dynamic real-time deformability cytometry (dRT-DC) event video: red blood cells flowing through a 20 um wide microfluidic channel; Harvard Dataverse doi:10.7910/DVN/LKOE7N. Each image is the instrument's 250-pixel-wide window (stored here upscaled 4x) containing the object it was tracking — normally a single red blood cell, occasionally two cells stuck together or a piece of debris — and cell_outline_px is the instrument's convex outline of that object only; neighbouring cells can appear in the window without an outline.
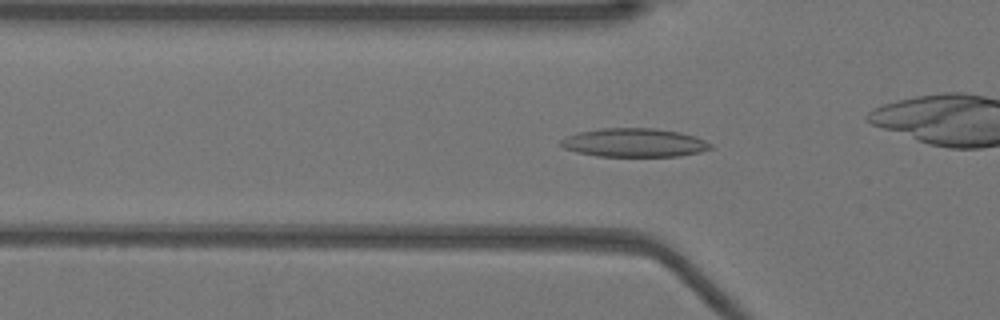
{"species": "Egyptian fruit bat (a non-hibernating species)", "species_latin": "Rousettus aegyptiacus", "temperature_condition": "warm", "stored_images_in_passage": 45, "camera_frame_rate_fps": 3000, "um_per_image_px": 0.085, "animal": {"sex": "female"}, "frame": {"image": 1, "passage_image": 16, "time_ms": 5.0, "image_size_px": [1000, 320], "cell_outline_px": [[712, 148], [700, 152], [680, 156], [596, 156], [576, 152], [564, 148], [560, 144], [560, 140], [568, 136], [580, 132], [600, 128], [656, 128], [680, 132], [696, 136], [712, 144]], "centroid_in_image_um": [53.93, 12.12], "position_along_channel_um": 71.9, "area_um2": 25.03}}
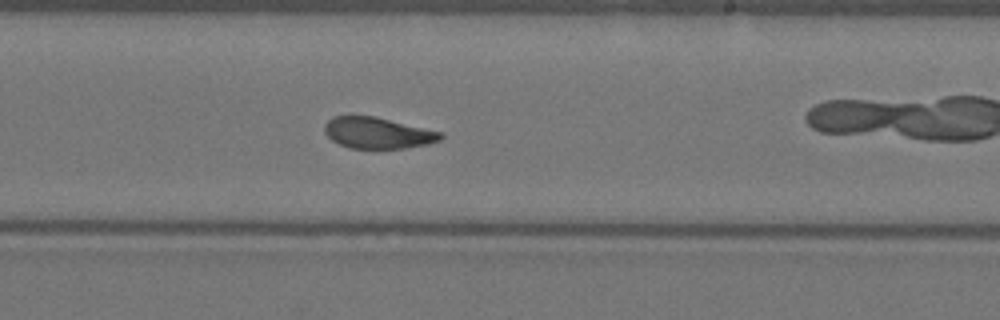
{"frame": {"image": 2, "passage_image": 30, "time_ms": 9.667, "image_size_px": [1000, 320], "cell_outline_px": [[444, 136], [440, 140], [428, 144], [404, 148], [348, 148], [332, 140], [324, 132], [324, 124], [332, 116], [376, 116], [440, 132]], "centroid_in_image_um": [32.07, 11.29], "position_along_channel_um": 256.9, "area_um2": 20.98}}
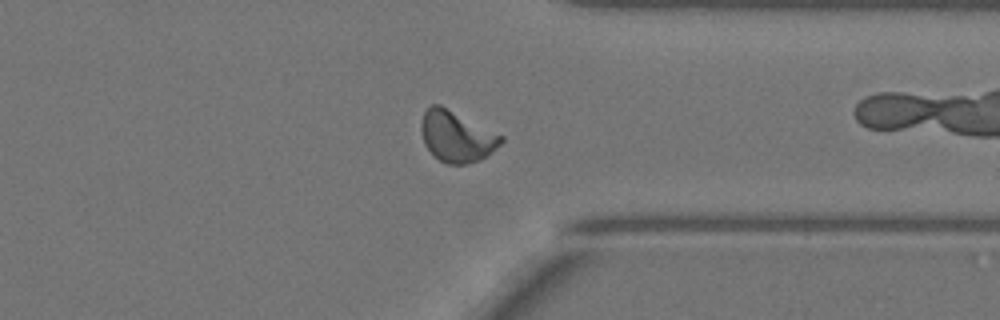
{"frame": {"image": 3, "passage_image": 39, "time_ms": 12.667, "image_size_px": [1000, 320], "cell_outline_px": [[504, 140], [496, 148], [480, 160], [464, 164], [448, 164], [440, 160], [424, 144], [420, 128], [420, 124], [424, 112], [432, 104], [440, 104], [504, 136]], "centroid_in_image_um": [38.81, 11.58], "position_along_channel_um": 372.6, "area_um2": 23.52}}